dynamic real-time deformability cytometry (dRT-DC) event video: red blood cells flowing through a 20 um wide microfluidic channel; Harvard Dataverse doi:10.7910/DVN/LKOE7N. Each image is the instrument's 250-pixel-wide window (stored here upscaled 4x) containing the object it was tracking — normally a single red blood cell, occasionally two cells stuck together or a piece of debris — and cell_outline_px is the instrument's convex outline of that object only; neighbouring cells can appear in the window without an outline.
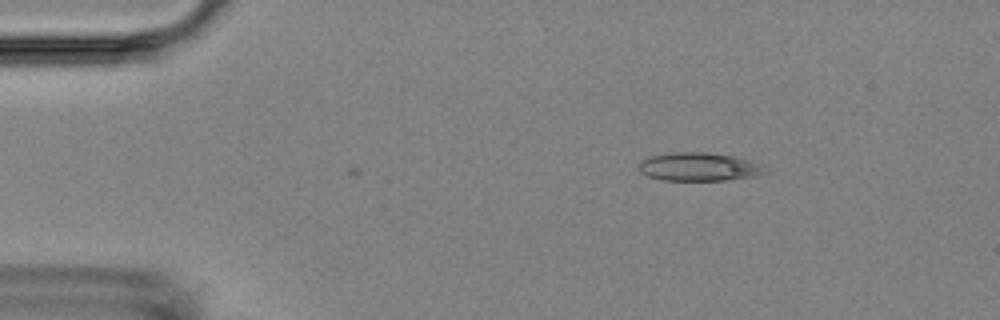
{"species": "Egyptian fruit bat (a non-hibernating species)", "species_latin": "Rousettus aegyptiacus", "temperature_condition": "room temperature", "stored_images_in_passage": 2, "camera_frame_rate_fps": 3000, "um_per_image_px": 0.085, "animal": {"sex": "female"}, "frame": {"image": 1, "passage_image": 1, "time_ms": 0.0, "image_size_px": [1000, 320], "cell_outline_px": [[768, 172], [756, 176], [728, 180], [660, 180], [648, 176], [640, 172], [640, 160], [648, 156], [668, 152], [708, 152], [732, 156], [764, 164], [768, 168]], "centroid_in_image_um": [59.44, 14.17], "position_along_channel_um": 25.6, "area_um2": 21.21}}